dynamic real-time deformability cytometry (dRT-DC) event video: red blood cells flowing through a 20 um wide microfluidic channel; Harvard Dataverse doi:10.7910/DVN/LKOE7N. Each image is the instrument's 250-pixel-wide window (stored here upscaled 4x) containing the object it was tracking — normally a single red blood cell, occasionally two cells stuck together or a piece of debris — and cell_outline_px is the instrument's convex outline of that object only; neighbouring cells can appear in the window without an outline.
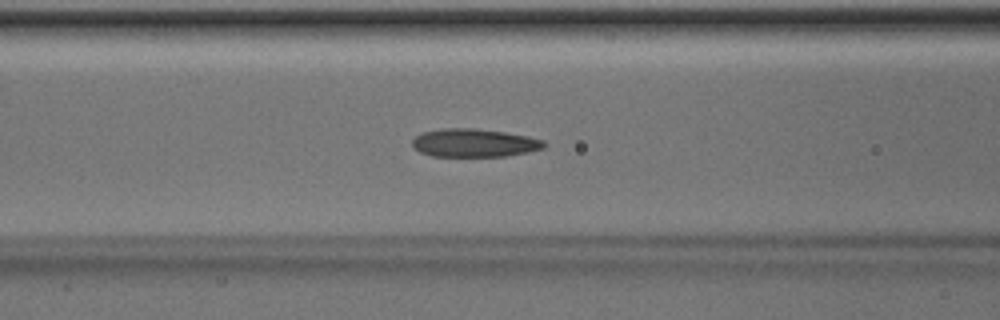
{"species": "Egyptian fruit bat (a non-hibernating species)", "species_latin": "Rousettus aegyptiacus", "temperature_condition": "room temperature", "stored_images_in_passage": 44, "camera_frame_rate_fps": 3000, "um_per_image_px": 0.085, "animal": {"sex": "male"}, "frame": {"image": 1, "passage_image": 18, "time_ms": 5.667, "image_size_px": [1000, 320], "cell_outline_px": [[544, 148], [528, 152], [504, 156], [432, 156], [420, 152], [412, 148], [412, 140], [416, 136], [424, 132], [440, 128], [476, 128], [504, 132], [528, 136], [544, 140]], "centroid_in_image_um": [40.28, 12.14], "position_along_channel_um": 126.3, "area_um2": 21.68}}
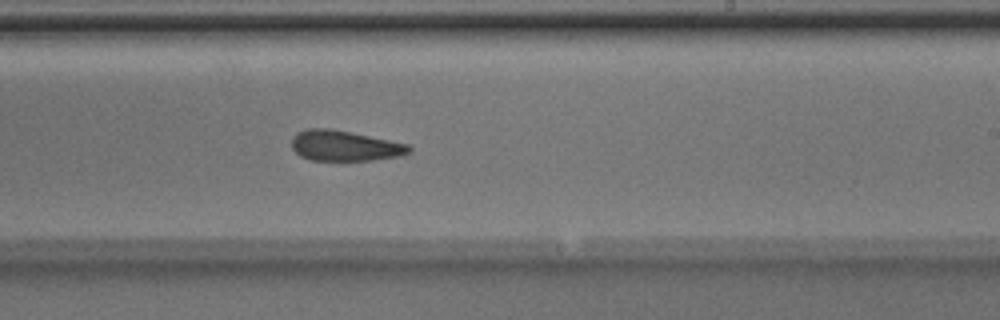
{"frame": {"image": 2, "passage_image": 28, "time_ms": 9.0, "image_size_px": [1000, 320], "cell_outline_px": [[412, 152], [396, 156], [372, 160], [308, 160], [300, 156], [292, 148], [292, 136], [296, 132], [308, 128], [328, 128], [408, 144], [412, 148]], "centroid_in_image_um": [29.24, 12.39], "position_along_channel_um": 259.8, "area_um2": 20.63}}
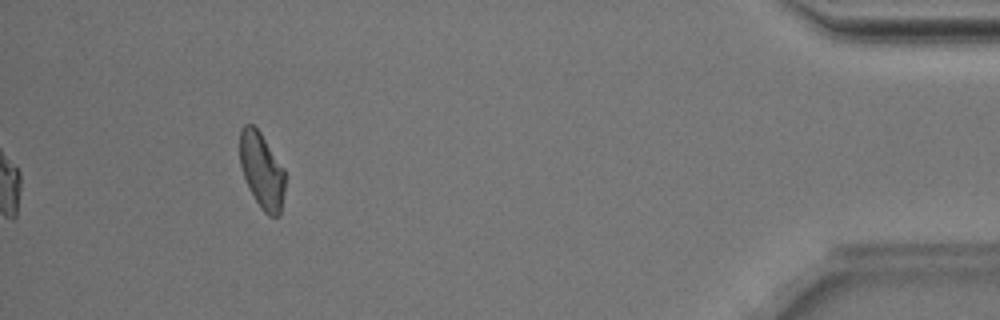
{"frame": {"image": 3, "passage_image": 44, "time_ms": 14.333, "image_size_px": [1000, 320], "cell_outline_px": [[284, 192], [280, 216], [268, 216], [264, 212], [256, 200], [244, 176], [240, 164], [240, 128], [244, 124], [252, 124], [260, 132], [284, 168]], "centroid_in_image_um": [22.26, 14.48], "position_along_channel_um": 412.9, "area_um2": 19.71}, "authors_computed_cell_mechanics": {"area_um2": 21.8195, "velocity_mm_per_s": 4.0099, "shape_relaxation_time_tau1_ms": 3.3453, "shape_relaxation_time_tau2_ms": 2.3285, "deformation_change_tau1": 0.1066, "deformation_change_tau2": 0.097}}